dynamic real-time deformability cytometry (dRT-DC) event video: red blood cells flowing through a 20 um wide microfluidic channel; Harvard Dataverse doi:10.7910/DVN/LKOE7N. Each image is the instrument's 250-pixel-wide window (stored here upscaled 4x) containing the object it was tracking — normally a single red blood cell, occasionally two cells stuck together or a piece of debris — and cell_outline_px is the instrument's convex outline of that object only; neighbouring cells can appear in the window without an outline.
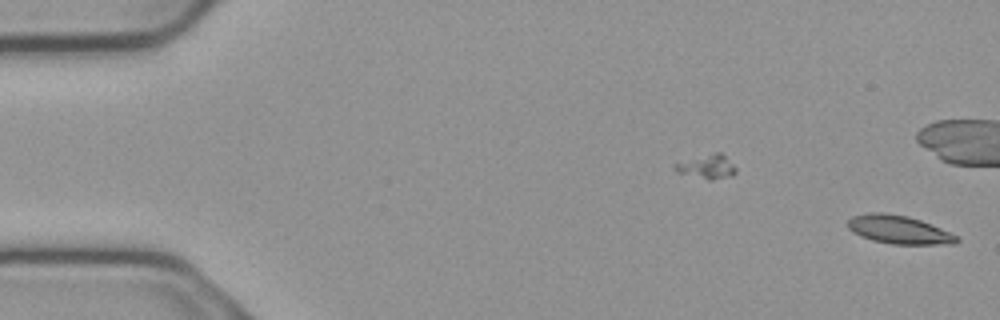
{"species": "common noctule bat (a hibernating species)", "species_latin": "Nyctalus noctula", "temperature_condition": "cold", "stored_images_in_passage": 3, "camera_frame_rate_fps": 3000, "um_per_image_px": 0.085, "animal": {"sex": "male", "body_mass_g": 23.1, "forearm_length_mm": 52.7}, "frame": {"image": 1, "passage_image": 3, "time_ms": 0.667, "image_size_px": [1000, 320], "cell_outline_px": [[960, 240], [956, 244], [892, 244], [872, 240], [860, 236], [852, 232], [848, 228], [848, 220], [852, 216], [872, 212], [880, 212], [908, 216], [932, 224], [956, 236]], "centroid_in_image_um": [76.39, 19.52], "position_along_channel_um": 8.6, "area_um2": 17.92}}